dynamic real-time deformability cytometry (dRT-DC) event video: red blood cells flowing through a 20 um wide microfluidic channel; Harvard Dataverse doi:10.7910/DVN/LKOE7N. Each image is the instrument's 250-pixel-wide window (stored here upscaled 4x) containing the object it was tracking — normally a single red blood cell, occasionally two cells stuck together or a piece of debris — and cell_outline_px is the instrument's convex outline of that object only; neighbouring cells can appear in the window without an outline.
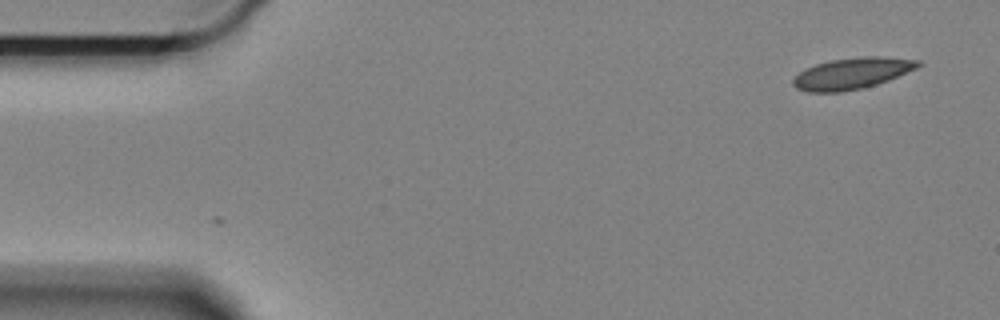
{"species": "Egyptian fruit bat (a non-hibernating species)", "species_latin": "Rousettus aegyptiacus", "temperature_condition": "cold", "stored_images_in_passage": 2, "camera_frame_rate_fps": 3000, "um_per_image_px": 0.085, "animal": {"sex": "female"}, "frame": {"image": 1, "passage_image": 1, "time_ms": 0.0, "image_size_px": [1000, 320], "cell_outline_px": [[924, 64], [916, 68], [888, 80], [876, 84], [860, 88], [840, 92], [808, 92], [796, 88], [792, 84], [792, 80], [804, 68], [816, 64], [832, 60], [864, 56], [880, 56], [920, 60]], "centroid_in_image_um": [72.42, 6.23], "position_along_channel_um": 12.6, "area_um2": 22.66}}